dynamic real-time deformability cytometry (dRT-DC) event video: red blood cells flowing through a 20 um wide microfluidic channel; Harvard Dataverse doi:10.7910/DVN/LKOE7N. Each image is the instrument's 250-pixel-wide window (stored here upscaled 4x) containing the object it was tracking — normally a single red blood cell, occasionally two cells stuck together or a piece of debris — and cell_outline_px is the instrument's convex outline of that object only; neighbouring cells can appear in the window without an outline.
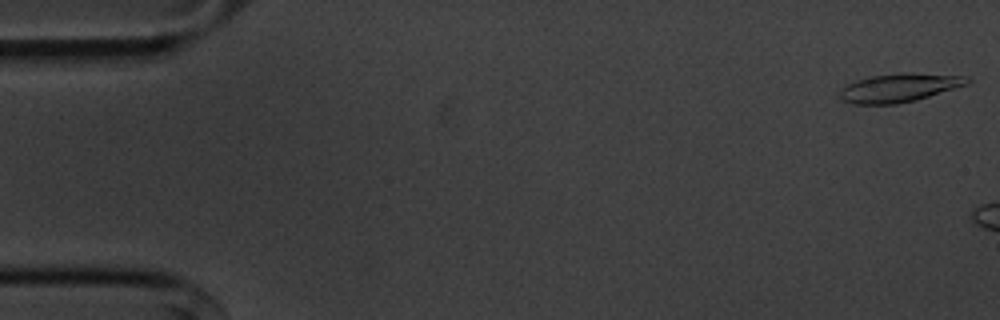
{"species": "common noctule bat (a hibernating species)", "species_latin": "Nyctalus noctula", "temperature_condition": "cold", "stored_images_in_passage": 6, "camera_frame_rate_fps": 3000, "um_per_image_px": 0.085, "animal": {"sex": "male", "body_mass_g": 20.1, "forearm_length_mm": 53.5}, "frame": {"image": 1, "passage_image": 1, "time_ms": 0.0, "image_size_px": [1000, 320], "cell_outline_px": [[972, 80], [968, 84], [916, 100], [896, 104], [852, 104], [840, 100], [840, 88], [856, 80], [872, 76], [900, 72], [908, 72], [972, 76]], "centroid_in_image_um": [76.46, 7.44], "position_along_channel_um": 8.5, "area_um2": 21.5}}